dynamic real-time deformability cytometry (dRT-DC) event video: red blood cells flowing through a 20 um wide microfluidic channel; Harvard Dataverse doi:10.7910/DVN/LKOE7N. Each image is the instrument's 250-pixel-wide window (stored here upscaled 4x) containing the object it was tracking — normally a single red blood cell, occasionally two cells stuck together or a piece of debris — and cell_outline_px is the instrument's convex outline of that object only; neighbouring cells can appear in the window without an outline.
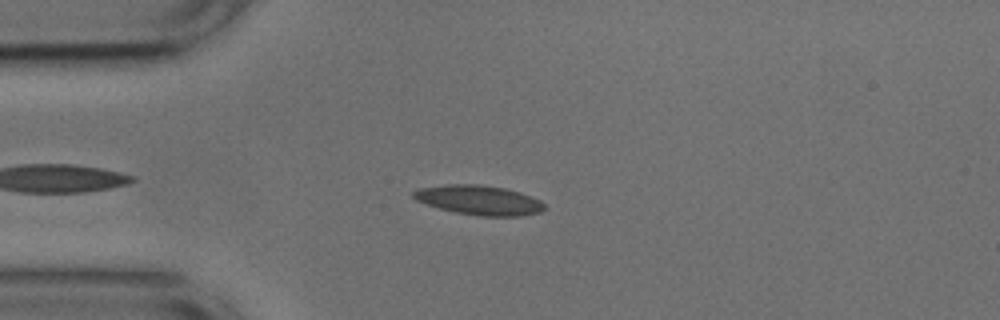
{"species": "common noctule bat (a hibernating species)", "species_latin": "Nyctalus noctula", "temperature_condition": "cold", "stored_images_in_passage": 46, "camera_frame_rate_fps": 3000, "um_per_image_px": 0.085, "animal": {"sex": "male", "body_mass_g": 17.9, "forearm_length_mm": 54.2}, "frame": {"image": 1, "passage_image": 6, "time_ms": 1.667, "image_size_px": [1000, 320], "cell_outline_px": [[544, 208], [540, 212], [520, 216], [480, 216], [456, 212], [440, 208], [416, 200], [412, 196], [412, 192], [420, 188], [448, 184], [480, 184], [504, 188], [520, 192], [540, 200], [544, 204]], "centroid_in_image_um": [40.72, 17.0], "position_along_channel_um": 44.3, "area_um2": 22.37}}
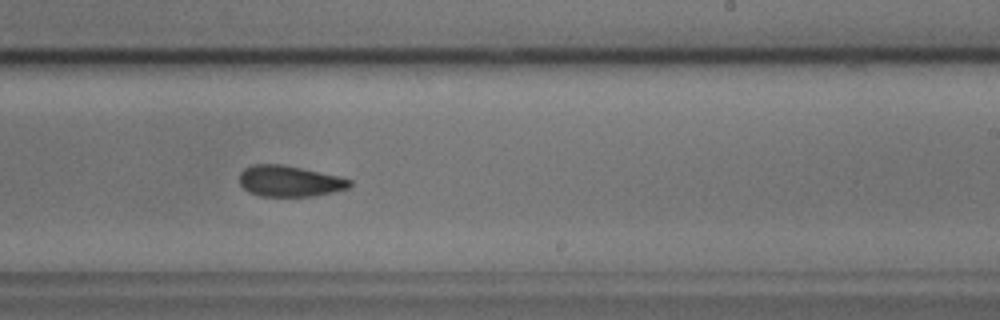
{"frame": {"image": 2, "passage_image": 25, "time_ms": 8.0, "image_size_px": [1000, 320], "cell_outline_px": [[352, 184], [348, 188], [332, 192], [312, 196], [260, 196], [248, 192], [240, 184], [240, 172], [244, 168], [252, 164], [280, 164], [340, 176], [352, 180]], "centroid_in_image_um": [24.6, 15.39], "position_along_channel_um": 264.4, "area_um2": 19.88}}
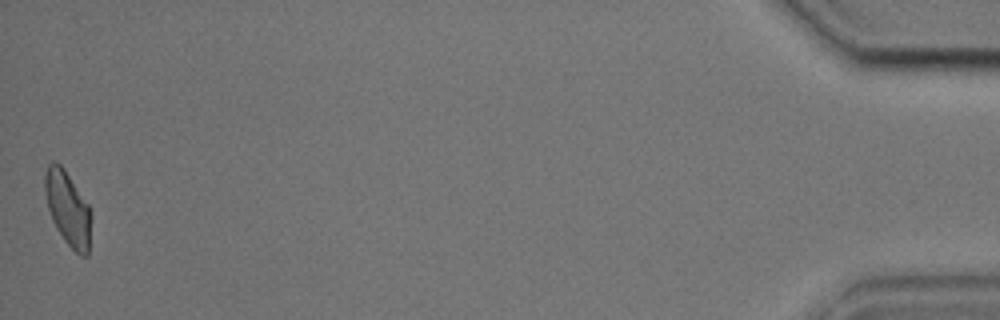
{"frame": {"image": 3, "passage_image": 46, "time_ms": 15.0, "image_size_px": [1000, 320], "cell_outline_px": [[92, 216], [88, 256], [80, 256], [64, 240], [56, 228], [52, 220], [48, 208], [44, 188], [44, 176], [48, 164], [60, 164], [64, 168], [88, 204], [92, 212]], "centroid_in_image_um": [5.79, 17.76], "position_along_channel_um": 429.4, "area_um2": 20.0}, "authors_computed_cell_mechanics": {"area_um2": 20.8369, "velocity_mm_per_s": 3.7265, "shape_relaxation_time_tau1_ms": 7.5898, "shape_relaxation_time_tau2_ms": 2.5528, "deformation_change_tau1": 0.1433, "deformation_change_tau2": 0.0975}}